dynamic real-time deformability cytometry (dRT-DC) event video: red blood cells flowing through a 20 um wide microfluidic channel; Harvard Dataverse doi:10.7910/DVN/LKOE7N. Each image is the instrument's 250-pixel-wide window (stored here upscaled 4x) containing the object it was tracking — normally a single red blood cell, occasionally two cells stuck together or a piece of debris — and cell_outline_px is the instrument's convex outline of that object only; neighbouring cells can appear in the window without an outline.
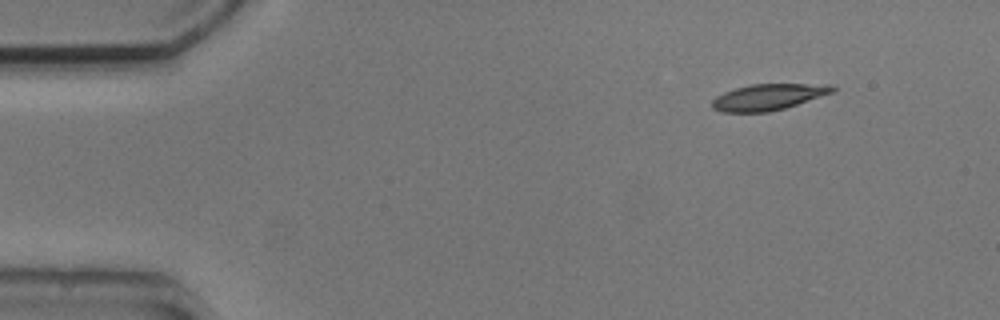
{"species": "common noctule bat (a hibernating species)", "species_latin": "Nyctalus noctula", "temperature_condition": "cold", "stored_images_in_passage": 3, "camera_frame_rate_fps": 3000, "um_per_image_px": 0.085, "animal": {"sex": "male", "body_mass_g": 20.5, "forearm_length_mm": 52.5}, "frame": {"image": 1, "passage_image": 1, "time_ms": 0.0, "image_size_px": [1000, 320], "cell_outline_px": [[836, 88], [832, 92], [784, 108], [768, 112], [724, 112], [712, 108], [712, 100], [716, 96], [724, 92], [736, 88], [752, 84], [832, 84]], "centroid_in_image_um": [65.27, 8.24], "position_along_channel_um": 19.7, "area_um2": 18.09}}
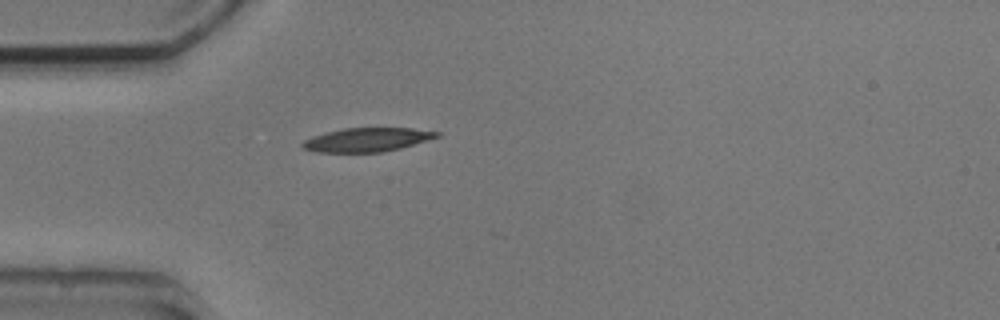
{"frame": {"image": 2, "passage_image": 3, "time_ms": 3.0, "image_size_px": [1000, 320], "cell_outline_px": [[440, 136], [400, 148], [380, 152], [316, 152], [304, 148], [300, 144], [304, 140], [312, 136], [324, 132], [344, 128], [412, 128], [440, 132]], "centroid_in_image_um": [31.16, 11.87], "position_along_channel_um": 53.8, "area_um2": 18.55}}